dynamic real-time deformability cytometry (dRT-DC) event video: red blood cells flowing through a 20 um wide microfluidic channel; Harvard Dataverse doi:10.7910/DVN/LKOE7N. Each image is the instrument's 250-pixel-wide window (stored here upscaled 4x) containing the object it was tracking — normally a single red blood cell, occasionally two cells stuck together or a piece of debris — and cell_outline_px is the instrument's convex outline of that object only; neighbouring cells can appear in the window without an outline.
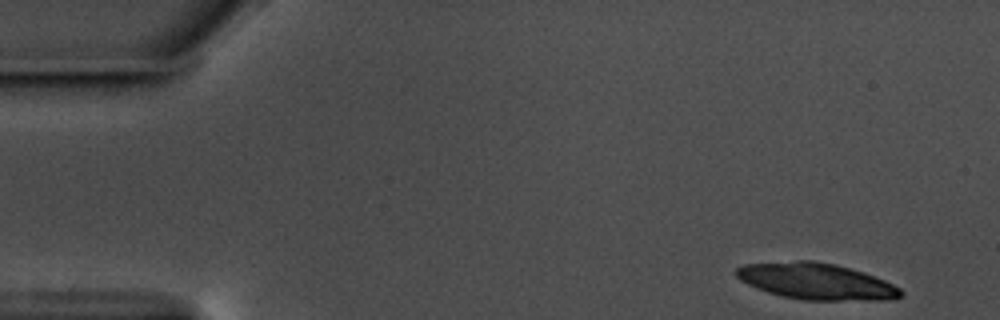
{"species": "common noctule bat (a hibernating species)", "species_latin": "Nyctalus noctula", "temperature_condition": "warm", "stored_images_in_passage": 55, "camera_frame_rate_fps": 3000, "um_per_image_px": 0.085, "animal": {"sex": "male", "body_mass_g": 17.5, "forearm_length_mm": 52.3}, "frame": {"image": 1, "passage_image": 1, "time_ms": 0.0, "image_size_px": [1000, 320], "cell_outline_px": [[904, 296], [896, 300], [804, 300], [780, 296], [756, 288], [740, 280], [736, 276], [736, 268], [744, 264], [796, 260], [812, 260], [836, 264], [864, 272], [884, 280], [900, 288], [904, 292]], "centroid_in_image_um": [69.41, 23.91], "position_along_channel_um": 15.6, "area_um2": 35.2}}
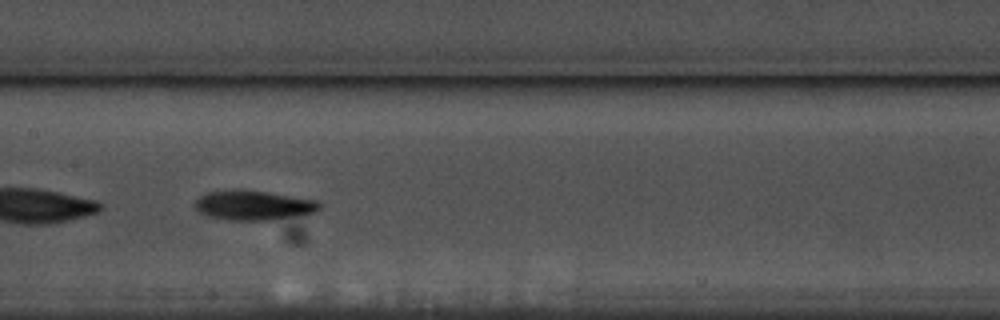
{"frame": {"image": 2, "passage_image": 26, "time_ms": 8.333, "image_size_px": [1000, 320], "cell_outline_px": [[320, 208], [316, 212], [272, 220], [228, 220], [208, 216], [200, 212], [196, 208], [196, 200], [200, 196], [208, 192], [264, 192], [292, 196], [316, 200], [320, 204]], "centroid_in_image_um": [21.59, 17.49], "position_along_channel_um": 185.8, "area_um2": 20.58}}
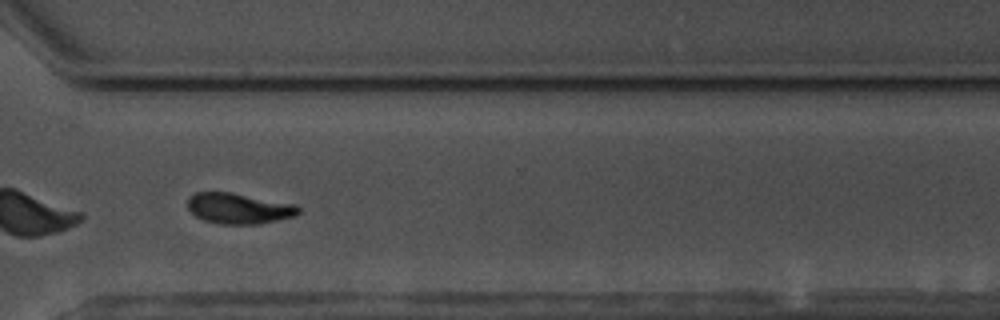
{"frame": {"image": 3, "passage_image": 40, "time_ms": 13.0, "image_size_px": [1000, 320], "cell_outline_px": [[300, 212], [296, 216], [260, 224], [220, 224], [204, 220], [196, 216], [188, 208], [188, 196], [196, 192], [232, 192], [296, 204], [300, 208]], "centroid_in_image_um": [20.32, 17.71], "position_along_channel_um": 350.3, "area_um2": 20.0}, "authors_computed_cell_mechanics": {"area_um2": 20.5768, "velocity_mm_per_s": 3.5186, "shape_relaxation_time_tau1_ms": 3.7805, "shape_relaxation_time_tau2_ms": 2.2754, "deformation_change_tau1": 0.1601, "deformation_change_tau2": 0.0821}}